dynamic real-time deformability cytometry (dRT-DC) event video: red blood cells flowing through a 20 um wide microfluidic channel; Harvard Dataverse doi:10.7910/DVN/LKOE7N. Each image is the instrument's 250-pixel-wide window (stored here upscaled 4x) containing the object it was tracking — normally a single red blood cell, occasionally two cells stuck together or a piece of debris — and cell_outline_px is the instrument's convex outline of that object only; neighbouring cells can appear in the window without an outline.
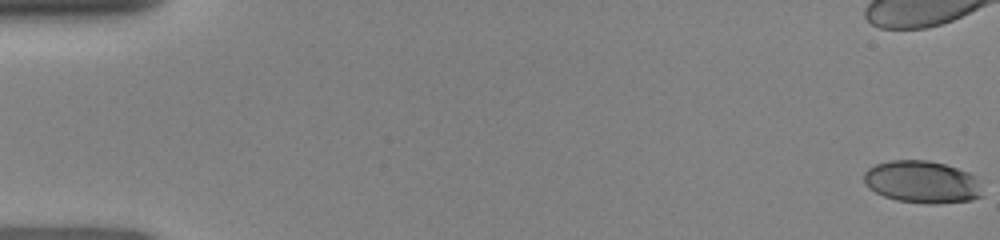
{"species": "human", "species_latin": "Homo sapiens", "temperature_condition": "room temperature", "stored_images_in_passage": 49, "camera_frame_rate_fps": 3000, "um_per_image_px": 0.085, "donor": {"sex": "female"}, "frame": {"image": 1, "passage_image": 1, "time_ms": 0.0, "image_size_px": [1000, 240], "cell_outline_px": [[984, 196], [972, 200], [936, 204], [932, 204], [896, 200], [884, 196], [868, 188], [864, 184], [864, 172], [868, 168], [876, 164], [892, 160], [928, 160], [944, 164], [968, 172], [976, 176]], "centroid_in_image_um": [78.39, 15.47], "position_along_channel_um": 6.6, "area_um2": 29.36}}